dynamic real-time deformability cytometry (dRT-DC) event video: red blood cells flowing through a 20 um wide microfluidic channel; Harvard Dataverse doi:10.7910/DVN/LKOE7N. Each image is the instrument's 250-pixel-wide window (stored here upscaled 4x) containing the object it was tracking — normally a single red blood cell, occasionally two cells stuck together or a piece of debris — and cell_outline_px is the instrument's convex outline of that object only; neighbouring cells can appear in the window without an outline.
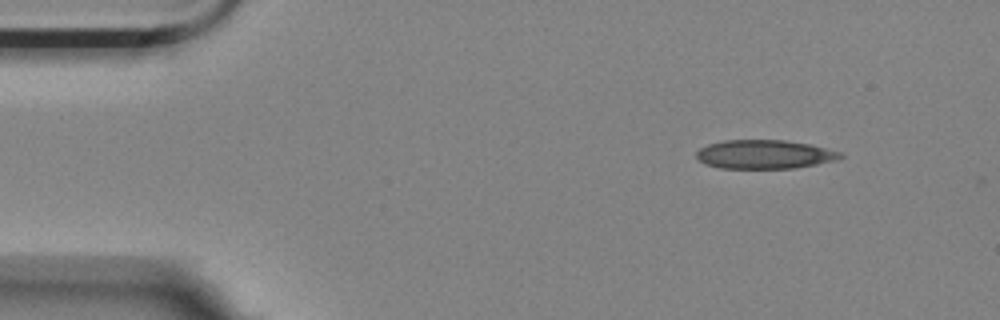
{"species": "Egyptian fruit bat (a non-hibernating species)", "species_latin": "Rousettus aegyptiacus", "temperature_condition": "room temperature", "stored_images_in_passage": 2, "camera_frame_rate_fps": 3000, "um_per_image_px": 0.085, "animal": {"sex": "female"}, "frame": {"image": 1, "passage_image": 1, "time_ms": 0.0, "image_size_px": [1000, 320], "cell_outline_px": [[844, 156], [836, 160], [796, 168], [720, 168], [704, 164], [696, 156], [696, 152], [700, 148], [708, 144], [724, 140], [784, 140], [812, 144], [844, 152]], "centroid_in_image_um": [65.02, 13.11], "position_along_channel_um": 20.0, "area_um2": 24.39}}